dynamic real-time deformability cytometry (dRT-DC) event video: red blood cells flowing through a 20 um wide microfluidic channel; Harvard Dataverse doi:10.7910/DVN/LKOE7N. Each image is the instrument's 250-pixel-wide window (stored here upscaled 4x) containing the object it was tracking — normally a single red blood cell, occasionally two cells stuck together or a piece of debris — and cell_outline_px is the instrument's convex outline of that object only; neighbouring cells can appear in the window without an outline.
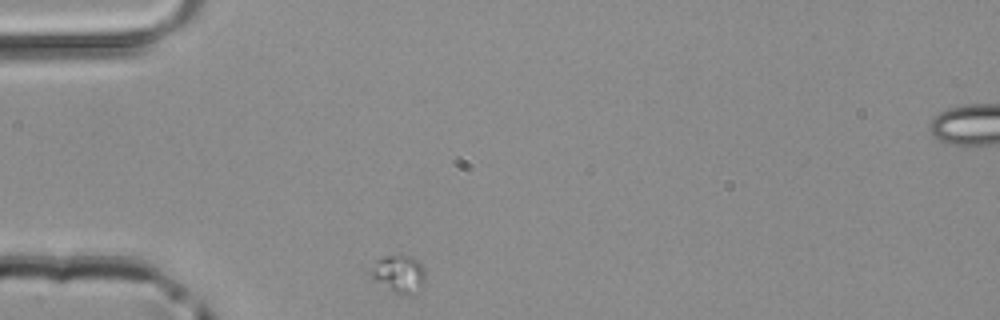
{"species": "common noctule bat (a hibernating species)", "species_latin": "Nyctalus noctula", "temperature_condition": "room temperature", "stored_images_in_passage": 29, "camera_frame_rate_fps": 3000, "um_per_image_px": 0.085, "animal": {"sex": "male", "body_mass_g": 20.4}, "frame": {"image": 1, "passage_image": 1, "time_ms": 0.0, "image_size_px": [1000, 320], "cell_outline_px": [[424, 284], [420, 288], [400, 296], [392, 292], [364, 272], [364, 268], [376, 260], [384, 256], [412, 256], [424, 268]], "centroid_in_image_um": [33.78, 23.26], "position_along_channel_um": 51.2, "area_um2": 12.2}}